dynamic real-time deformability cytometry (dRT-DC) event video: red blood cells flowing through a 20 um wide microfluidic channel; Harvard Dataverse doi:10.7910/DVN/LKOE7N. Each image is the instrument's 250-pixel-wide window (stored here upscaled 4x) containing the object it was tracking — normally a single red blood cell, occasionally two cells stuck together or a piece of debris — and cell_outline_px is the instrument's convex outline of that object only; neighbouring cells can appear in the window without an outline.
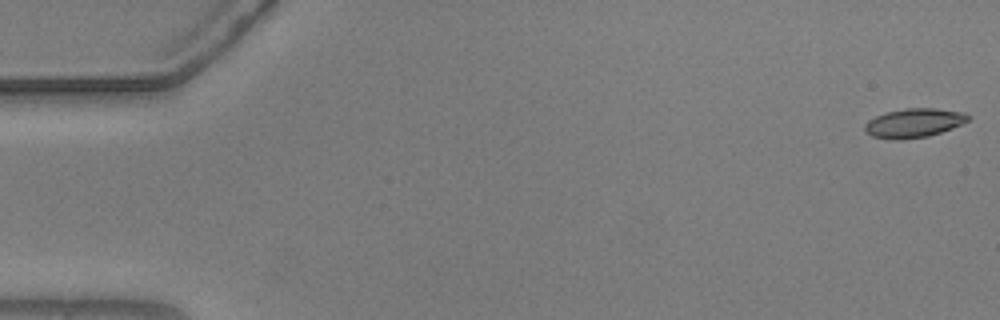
{"species": "common noctule bat (a hibernating species)", "species_latin": "Nyctalus noctula", "temperature_condition": "warm", "stored_images_in_passage": 55, "camera_frame_rate_fps": 3000, "um_per_image_px": 0.085, "animal": {"sex": "male", "body_mass_g": 20.5, "forearm_length_mm": 52.5}, "frame": {"image": 1, "passage_image": 1, "time_ms": 0.0, "image_size_px": [1000, 320], "cell_outline_px": [[972, 116], [968, 120], [952, 128], [928, 136], [900, 140], [896, 140], [872, 136], [864, 132], [864, 124], [868, 120], [884, 112], [904, 108], [936, 108], [964, 112]], "centroid_in_image_um": [77.65, 10.44], "position_along_channel_um": 7.3, "area_um2": 17.63}}
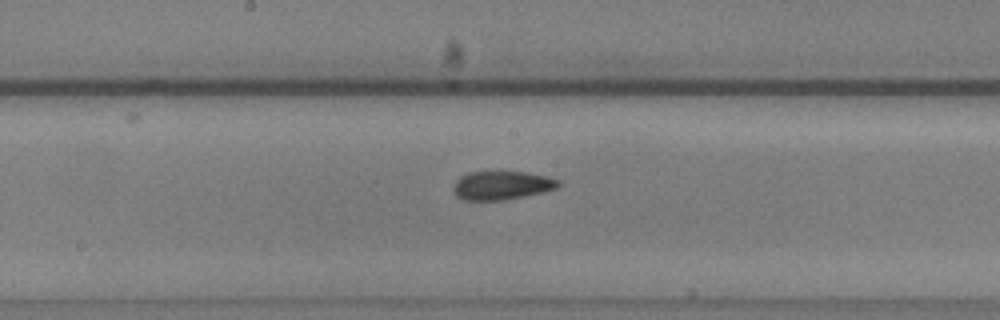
{"frame": {"image": 2, "passage_image": 29, "time_ms": 9.333, "image_size_px": [1000, 320], "cell_outline_px": [[560, 184], [556, 188], [540, 192], [504, 200], [464, 200], [456, 196], [452, 192], [452, 188], [456, 180], [460, 176], [468, 172], [524, 172], [548, 176], [556, 180]], "centroid_in_image_um": [42.57, 15.75], "position_along_channel_um": 205.6, "area_um2": 17.34}}
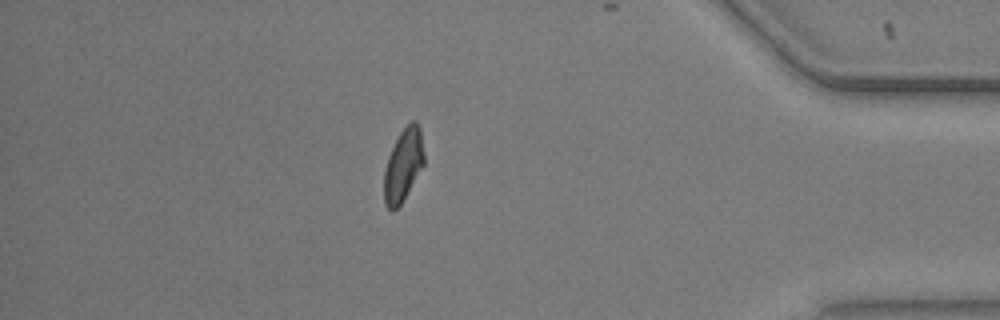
{"frame": {"image": 3, "passage_image": 48, "time_ms": 15.667, "image_size_px": [1000, 320], "cell_outline_px": [[424, 164], [400, 204], [392, 212], [384, 204], [384, 172], [388, 156], [400, 132], [412, 120], [416, 120], [420, 128], [424, 156]], "centroid_in_image_um": [34.27, 14.02], "position_along_channel_um": 400.9, "area_um2": 16.65}, "authors_computed_cell_mechanics": {"area_um2": 17.5712, "velocity_mm_per_s": 3.6984, "shape_relaxation_time_tau1_ms": null, "shape_relaxation_time_tau2_ms": 2.6712, "deformation_change_tau1": null, "deformation_change_tau2": 0.064}}